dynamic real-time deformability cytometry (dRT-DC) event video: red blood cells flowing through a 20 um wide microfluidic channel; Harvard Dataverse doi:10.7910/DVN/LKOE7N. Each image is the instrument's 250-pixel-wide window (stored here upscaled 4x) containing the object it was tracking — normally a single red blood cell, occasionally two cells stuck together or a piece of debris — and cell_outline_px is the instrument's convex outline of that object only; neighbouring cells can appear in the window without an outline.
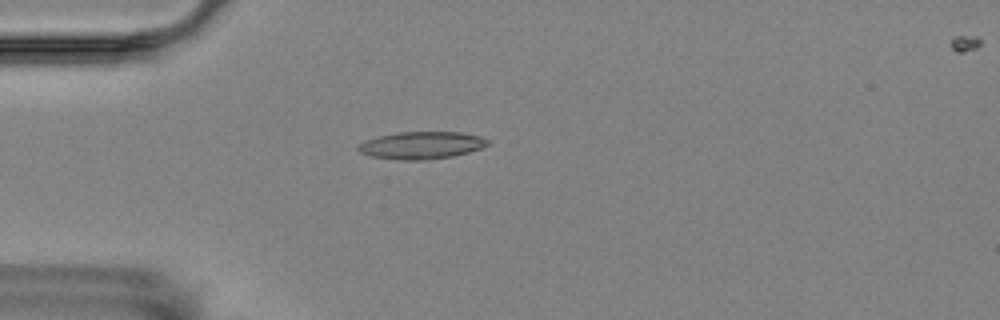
{"species": "Egyptian fruit bat (a non-hibernating species)", "species_latin": "Rousettus aegyptiacus", "temperature_condition": "room temperature", "stored_images_in_passage": 5, "camera_frame_rate_fps": 3000, "um_per_image_px": 0.085, "animal": {"sex": "female"}, "frame": {"image": 1, "passage_image": 4, "time_ms": 4.333, "image_size_px": [1000, 320], "cell_outline_px": [[488, 144], [480, 148], [468, 152], [452, 156], [428, 160], [400, 160], [372, 156], [360, 152], [356, 148], [364, 140], [380, 136], [400, 132], [460, 132], [480, 136], [488, 140]], "centroid_in_image_um": [35.81, 12.35], "position_along_channel_um": 49.2, "area_um2": 20.46}}